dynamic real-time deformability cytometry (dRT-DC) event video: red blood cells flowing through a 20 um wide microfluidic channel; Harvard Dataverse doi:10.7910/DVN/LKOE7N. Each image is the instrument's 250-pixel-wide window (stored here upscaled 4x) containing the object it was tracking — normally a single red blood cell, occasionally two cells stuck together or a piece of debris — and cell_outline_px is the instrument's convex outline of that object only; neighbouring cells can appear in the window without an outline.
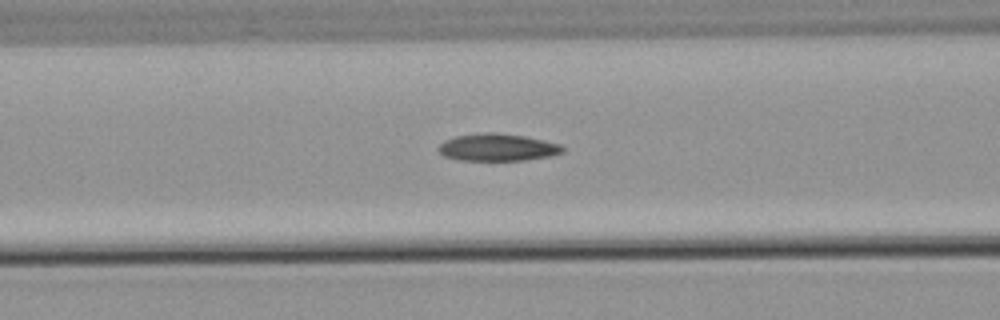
{"species": "common noctule bat (a hibernating species)", "species_latin": "Nyctalus noctula", "temperature_condition": "warm", "stored_images_in_passage": 6, "camera_frame_rate_fps": 3000, "um_per_image_px": 0.085, "animal": {"sex": "male", "body_mass_g": 21.5, "forearm_length_mm": 52.0}, "frame": {"image": 1, "passage_image": 5, "time_ms": 6.0, "image_size_px": [1000, 320], "cell_outline_px": [[564, 152], [552, 156], [524, 160], [460, 160], [444, 156], [436, 148], [444, 140], [456, 136], [488, 132], [492, 132], [524, 136], [544, 140], [560, 144], [564, 148]], "centroid_in_image_um": [42.3, 12.53], "position_along_channel_um": 124.3, "area_um2": 19.71}}